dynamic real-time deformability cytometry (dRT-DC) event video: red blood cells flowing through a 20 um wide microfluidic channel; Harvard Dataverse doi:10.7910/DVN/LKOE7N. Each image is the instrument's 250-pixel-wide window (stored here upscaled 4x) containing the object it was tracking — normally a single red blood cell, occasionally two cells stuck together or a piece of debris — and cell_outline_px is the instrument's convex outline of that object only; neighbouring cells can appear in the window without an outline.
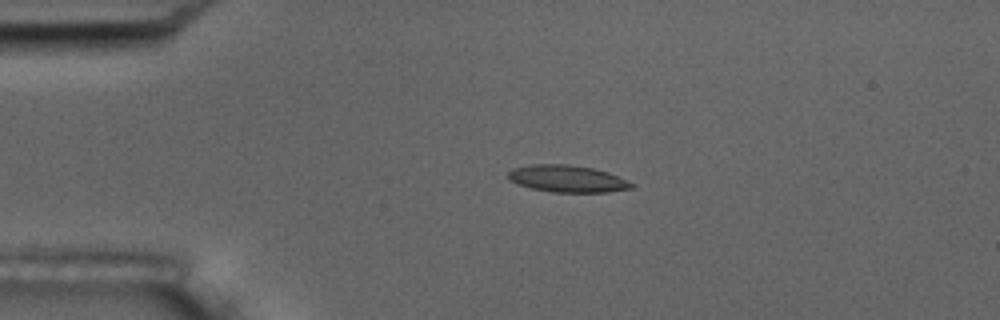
{"species": "common noctule bat (a hibernating species)", "species_latin": "Nyctalus noctula", "temperature_condition": "room temperature", "stored_images_in_passage": 5, "camera_frame_rate_fps": 3000, "um_per_image_px": 0.085, "animal": {"sex": "male", "body_mass_g": 17.5, "forearm_length_mm": 52.3}, "frame": {"image": 1, "passage_image": 4, "time_ms": 3.333, "image_size_px": [1000, 320], "cell_outline_px": [[636, 184], [632, 188], [608, 192], [552, 192], [532, 188], [508, 180], [508, 172], [512, 168], [532, 164], [568, 164], [592, 168], [608, 172]], "centroid_in_image_um": [48.23, 15.19], "position_along_channel_um": 36.8, "area_um2": 19.36}}